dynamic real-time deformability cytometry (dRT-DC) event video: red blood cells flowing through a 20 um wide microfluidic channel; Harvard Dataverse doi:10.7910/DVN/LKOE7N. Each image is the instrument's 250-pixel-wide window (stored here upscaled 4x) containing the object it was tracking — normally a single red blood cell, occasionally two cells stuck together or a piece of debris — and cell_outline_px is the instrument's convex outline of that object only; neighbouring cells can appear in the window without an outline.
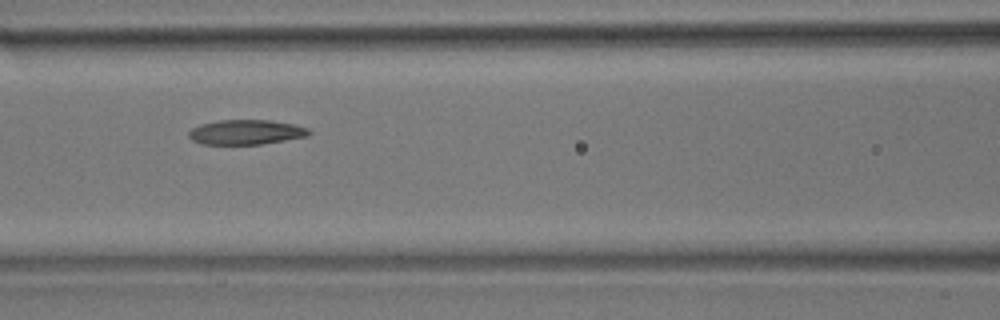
{"species": "common noctule bat (a hibernating species)", "species_latin": "Nyctalus noctula", "temperature_condition": "room temperature", "stored_images_in_passage": 13, "camera_frame_rate_fps": 3000, "um_per_image_px": 0.085, "animal": {"sex": "male", "body_mass_g": 17.9}, "frame": {"image": 1, "passage_image": 6, "time_ms": 1.667, "image_size_px": [1000, 320], "cell_outline_px": [[312, 132], [308, 136], [264, 144], [200, 144], [192, 140], [188, 136], [188, 132], [192, 128], [200, 124], [220, 120], [268, 120], [292, 124], [308, 128]], "centroid_in_image_um": [20.9, 11.24], "position_along_channel_um": 145.7, "area_um2": 17.4}}
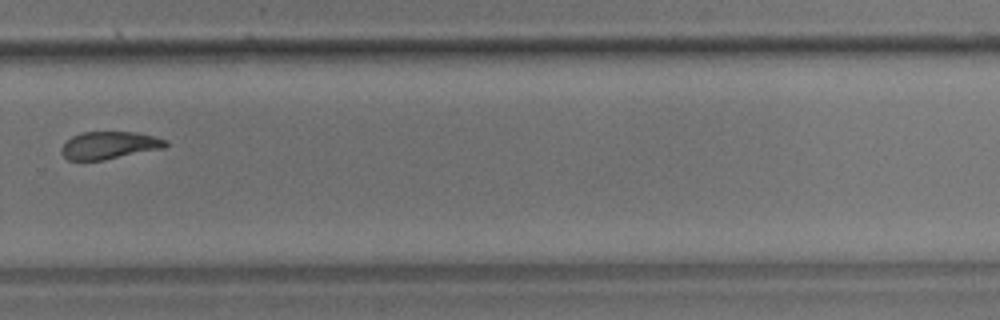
{"frame": {"image": 2, "passage_image": 10, "time_ms": 3.0, "image_size_px": [1000, 320], "cell_outline_px": [[168, 144], [164, 148], [104, 160], [68, 160], [60, 152], [60, 148], [72, 136], [84, 132], [136, 132], [156, 136], [168, 140]], "centroid_in_image_um": [9.32, 12.35], "position_along_channel_um": 320.5, "area_um2": 16.76}}